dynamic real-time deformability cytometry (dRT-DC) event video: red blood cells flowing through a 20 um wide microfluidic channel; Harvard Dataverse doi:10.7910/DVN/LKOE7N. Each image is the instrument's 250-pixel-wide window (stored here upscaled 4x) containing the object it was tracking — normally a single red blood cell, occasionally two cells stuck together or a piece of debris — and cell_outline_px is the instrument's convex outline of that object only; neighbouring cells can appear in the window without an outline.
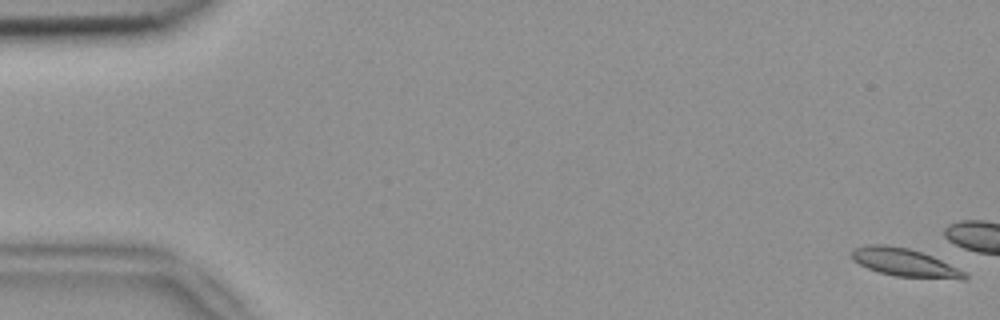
{"species": "common noctule bat (a hibernating species)", "species_latin": "Nyctalus noctula", "temperature_condition": "room temperature", "stored_images_in_passage": 12, "camera_frame_rate_fps": 3000, "um_per_image_px": 0.085, "animal": {"sex": "female", "body_mass_g": 18.4}, "frame": {"image": 1, "passage_image": 1, "time_ms": 0.0, "image_size_px": [1000, 320], "cell_outline_px": [[968, 276], [964, 280], [896, 276], [880, 272], [868, 268], [852, 260], [852, 252], [856, 248], [864, 244], [888, 244], [908, 248], [932, 256], [964, 272]], "centroid_in_image_um": [76.87, 22.31], "position_along_channel_um": 8.1, "area_um2": 18.26}}